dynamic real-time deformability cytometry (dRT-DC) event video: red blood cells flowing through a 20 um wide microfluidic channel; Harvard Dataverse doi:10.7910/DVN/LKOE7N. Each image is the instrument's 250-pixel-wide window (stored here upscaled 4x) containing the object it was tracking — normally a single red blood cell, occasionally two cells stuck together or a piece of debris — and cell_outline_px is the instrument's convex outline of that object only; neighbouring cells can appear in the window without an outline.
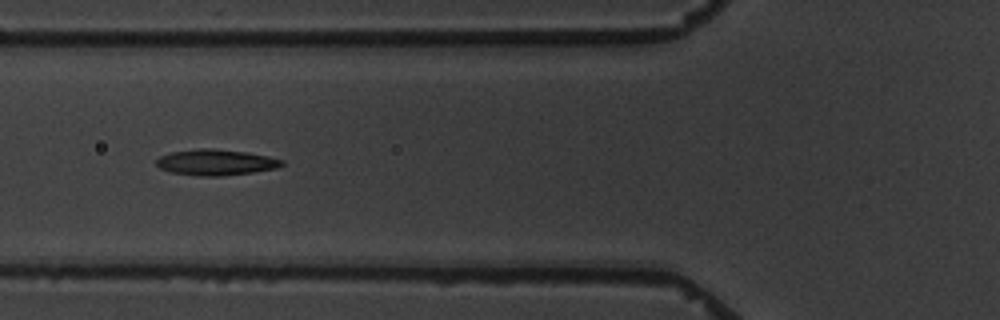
{"species": "common noctule bat (a hibernating species)", "species_latin": "Nyctalus noctula", "temperature_condition": "warm", "stored_images_in_passage": 6, "camera_frame_rate_fps": 3000, "um_per_image_px": 0.085, "animal": {"sex": "male", "body_mass_g": 19.5, "forearm_length_mm": 54.6}, "frame": {"image": 1, "passage_image": 6, "time_ms": 6.667, "image_size_px": [1000, 320], "cell_outline_px": [[284, 164], [276, 168], [252, 172], [220, 176], [200, 176], [172, 172], [160, 168], [156, 164], [156, 160], [160, 156], [172, 152], [200, 148], [212, 148], [248, 152], [268, 156], [284, 160]], "centroid_in_image_um": [18.36, 13.79], "position_along_channel_um": 107.4, "area_um2": 18.84}}